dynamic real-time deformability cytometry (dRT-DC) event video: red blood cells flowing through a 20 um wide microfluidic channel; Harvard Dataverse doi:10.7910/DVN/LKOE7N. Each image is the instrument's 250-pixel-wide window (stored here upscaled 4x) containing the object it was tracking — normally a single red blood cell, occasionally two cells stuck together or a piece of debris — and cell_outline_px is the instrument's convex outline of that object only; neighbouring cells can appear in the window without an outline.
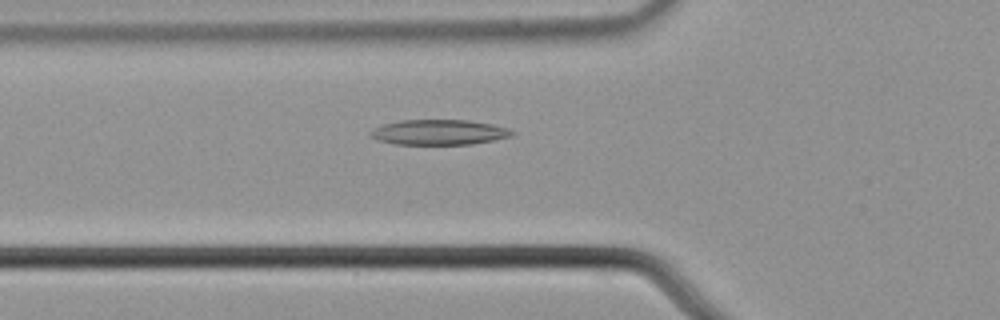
{"species": "common noctule bat (a hibernating species)", "species_latin": "Nyctalus noctula", "temperature_condition": "cold", "stored_images_in_passage": 44, "camera_frame_rate_fps": 3000, "um_per_image_px": 0.085, "animal": {"sex": "male", "body_mass_g": 21.5, "forearm_length_mm": 52.0}, "frame": {"image": 1, "passage_image": 14, "time_ms": 4.333, "image_size_px": [1000, 320], "cell_outline_px": [[516, 132], [512, 136], [472, 144], [396, 144], [376, 140], [368, 132], [372, 128], [384, 124], [400, 120], [468, 120], [492, 124], [508, 128]], "centroid_in_image_um": [37.3, 11.23], "position_along_channel_um": 88.5, "area_um2": 20.81}}
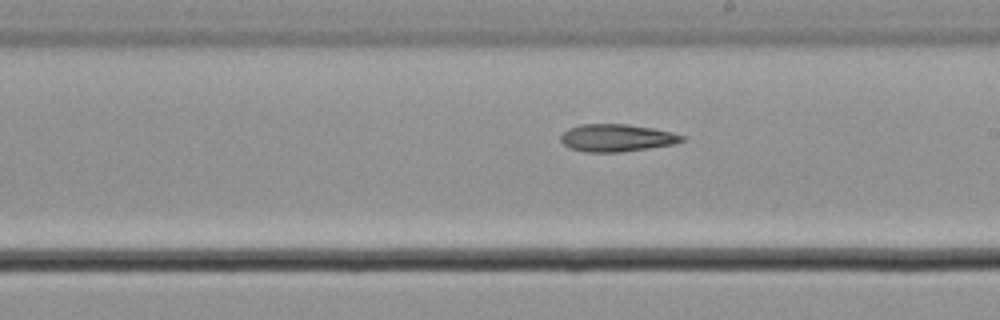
{"frame": {"image": 2, "passage_image": 26, "time_ms": 8.333, "image_size_px": [1000, 320], "cell_outline_px": [[688, 140], [676, 144], [620, 152], [584, 152], [568, 148], [560, 140], [560, 136], [568, 128], [580, 124], [628, 124], [652, 128], [672, 132], [688, 136]], "centroid_in_image_um": [52.46, 11.72], "position_along_channel_um": 236.5, "area_um2": 19.71}}
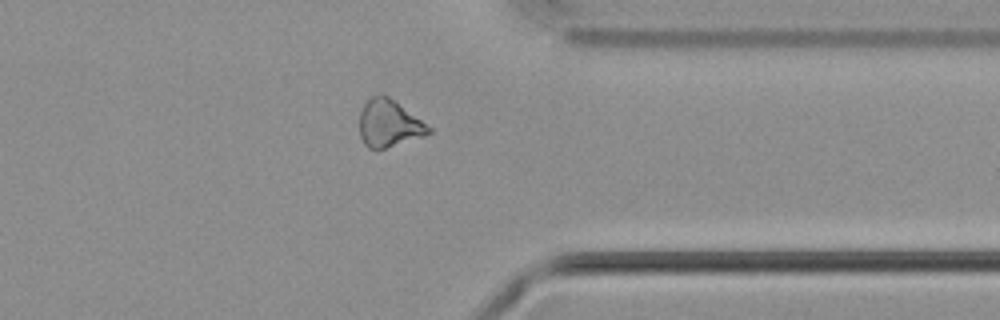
{"frame": {"image": 3, "passage_image": 38, "time_ms": 12.333, "image_size_px": [1000, 320], "cell_outline_px": [[432, 132], [424, 136], [376, 152], [368, 148], [364, 144], [360, 136], [360, 108], [372, 96], [388, 96], [432, 128]], "centroid_in_image_um": [33.04, 10.55], "position_along_channel_um": 378.4, "area_um2": 19.07}}